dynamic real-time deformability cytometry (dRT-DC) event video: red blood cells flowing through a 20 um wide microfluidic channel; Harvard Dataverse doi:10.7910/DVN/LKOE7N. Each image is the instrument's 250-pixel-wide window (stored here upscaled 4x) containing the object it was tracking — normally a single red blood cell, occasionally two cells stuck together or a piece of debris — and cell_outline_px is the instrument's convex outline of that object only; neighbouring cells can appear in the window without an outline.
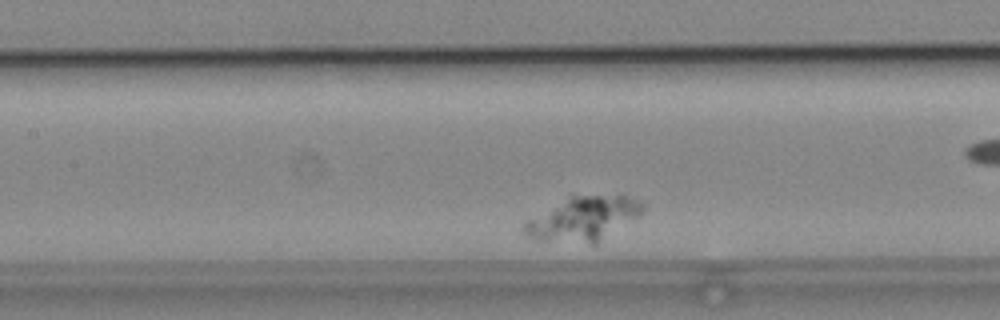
{"species": "common noctule bat (a hibernating species)", "species_latin": "Nyctalus noctula", "temperature_condition": "cold", "stored_images_in_passage": 31, "camera_frame_rate_fps": 3000, "um_per_image_px": 0.085, "animal": {"sex": "male", "body_mass_g": 19.2, "forearm_length_mm": 51.8}, "frame": {"image": 1, "passage_image": 10, "time_ms": 3.0, "image_size_px": [1000, 320], "cell_outline_px": [[644, 212], [640, 216], [596, 244], [592, 244], [536, 240], [528, 236], [520, 228], [528, 220], [572, 192], [628, 196], [644, 204]], "centroid_in_image_um": [49.59, 18.55], "position_along_channel_um": 157.8, "area_um2": 31.39}}